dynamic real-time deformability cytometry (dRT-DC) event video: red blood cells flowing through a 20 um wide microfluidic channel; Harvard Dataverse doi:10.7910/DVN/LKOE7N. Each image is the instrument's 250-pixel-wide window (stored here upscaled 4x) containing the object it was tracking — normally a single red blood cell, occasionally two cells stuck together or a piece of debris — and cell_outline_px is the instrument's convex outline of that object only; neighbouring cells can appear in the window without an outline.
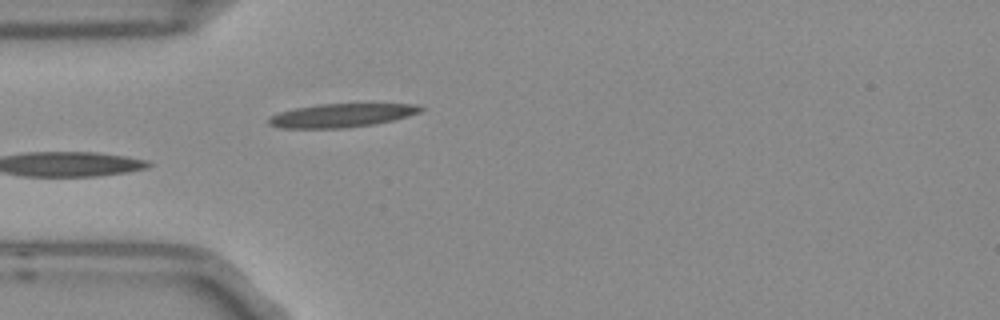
{"species": "Egyptian fruit bat (a non-hibernating species)", "species_latin": "Rousettus aegyptiacus", "temperature_condition": "room temperature", "stored_images_in_passage": 4, "camera_frame_rate_fps": 3000, "um_per_image_px": 0.085, "frame": {"image": 1, "passage_image": 4, "time_ms": 1.0, "image_size_px": [1000, 320], "cell_outline_px": [[424, 108], [420, 112], [408, 116], [376, 124], [344, 128], [280, 128], [268, 124], [268, 116], [280, 112], [296, 108], [320, 104], [420, 104]], "centroid_in_image_um": [29.02, 9.81], "position_along_channel_um": 56.0, "area_um2": 20.87}}